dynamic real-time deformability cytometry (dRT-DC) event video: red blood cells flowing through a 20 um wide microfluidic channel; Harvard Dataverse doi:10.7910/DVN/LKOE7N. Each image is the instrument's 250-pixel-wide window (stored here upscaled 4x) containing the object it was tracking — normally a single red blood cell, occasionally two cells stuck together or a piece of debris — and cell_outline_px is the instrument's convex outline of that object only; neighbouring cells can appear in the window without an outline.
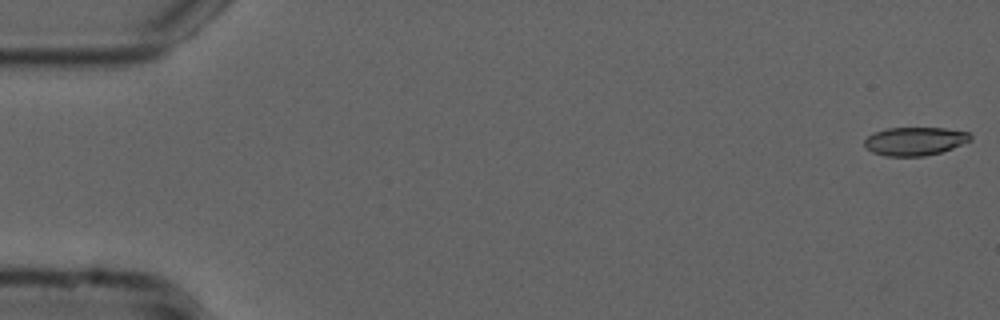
{"species": "common noctule bat (a hibernating species)", "species_latin": "Nyctalus noctula", "temperature_condition": "cold", "stored_images_in_passage": 54, "camera_frame_rate_fps": 3000, "um_per_image_px": 0.085, "animal": {"sex": "male", "forearm_length_mm": 52.5}, "frame": {"image": 1, "passage_image": 1, "time_ms": 0.0, "image_size_px": [1000, 320], "cell_outline_px": [[972, 140], [952, 148], [940, 152], [924, 156], [884, 156], [872, 152], [864, 144], [864, 140], [868, 136], [876, 132], [888, 128], [944, 128], [968, 132], [972, 136]], "centroid_in_image_um": [77.78, 12.0], "position_along_channel_um": 7.2, "area_um2": 17.4}}
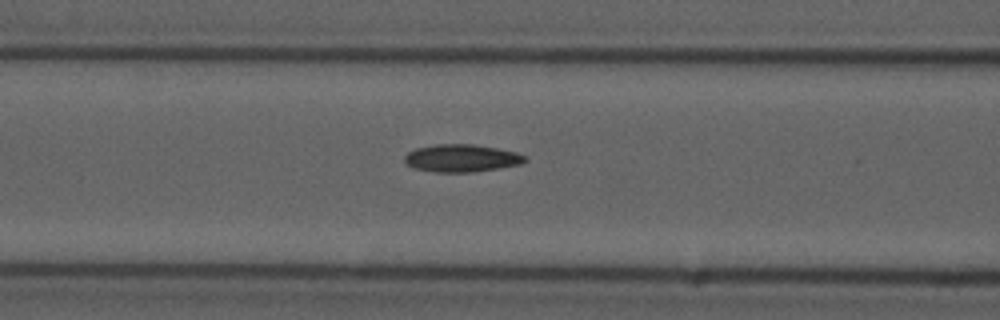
{"frame": {"image": 2, "passage_image": 22, "time_ms": 7.0, "image_size_px": [1000, 320], "cell_outline_px": [[528, 160], [520, 164], [500, 168], [472, 172], [436, 172], [416, 168], [408, 164], [404, 160], [404, 156], [408, 152], [416, 148], [436, 144], [472, 144], [496, 148], [516, 152], [528, 156]], "centroid_in_image_um": [39.27, 13.44], "position_along_channel_um": 127.3, "area_um2": 19.31}}
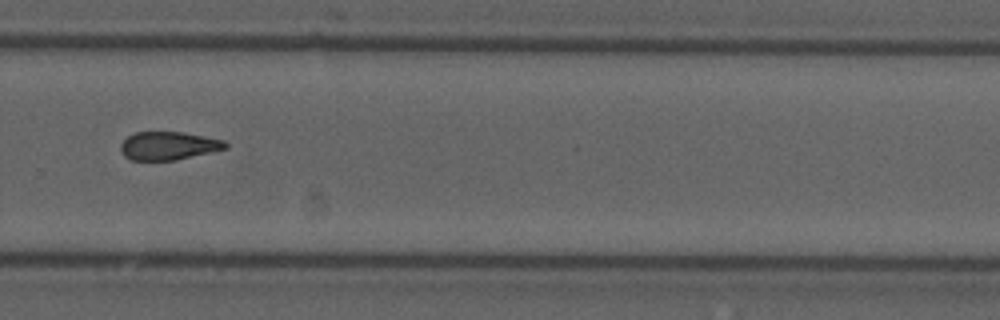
{"frame": {"image": 3, "passage_image": 37, "time_ms": 12.0, "image_size_px": [1000, 320], "cell_outline_px": [[228, 148], [176, 160], [132, 160], [124, 156], [120, 152], [120, 144], [128, 136], [136, 132], [184, 132], [224, 140], [228, 144]], "centroid_in_image_um": [14.31, 12.39], "position_along_channel_um": 315.5, "area_um2": 17.28}, "authors_computed_cell_mechanics": {"area_um2": 18.1781, "velocity_mm_per_s": 3.7703, "shape_relaxation_time_tau1_ms": null, "shape_relaxation_time_tau2_ms": 6.7036, "deformation_change_tau1": null, "deformation_change_tau2": 0.1494}}